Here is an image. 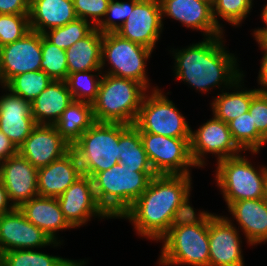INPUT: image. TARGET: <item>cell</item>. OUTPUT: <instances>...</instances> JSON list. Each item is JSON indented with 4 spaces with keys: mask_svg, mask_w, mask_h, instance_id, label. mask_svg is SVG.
Listing matches in <instances>:
<instances>
[{
    "mask_svg": "<svg viewBox=\"0 0 267 266\" xmlns=\"http://www.w3.org/2000/svg\"><path fill=\"white\" fill-rule=\"evenodd\" d=\"M191 175H156L123 213L140 237L159 241L180 218L194 211L190 203Z\"/></svg>",
    "mask_w": 267,
    "mask_h": 266,
    "instance_id": "obj_1",
    "label": "cell"
},
{
    "mask_svg": "<svg viewBox=\"0 0 267 266\" xmlns=\"http://www.w3.org/2000/svg\"><path fill=\"white\" fill-rule=\"evenodd\" d=\"M223 36L203 38V41L180 50L172 48L175 78L202 93L213 90V87L232 90L244 73L239 69L236 56L225 47Z\"/></svg>",
    "mask_w": 267,
    "mask_h": 266,
    "instance_id": "obj_2",
    "label": "cell"
},
{
    "mask_svg": "<svg viewBox=\"0 0 267 266\" xmlns=\"http://www.w3.org/2000/svg\"><path fill=\"white\" fill-rule=\"evenodd\" d=\"M160 241L159 265L209 266L208 212L194 210L180 218Z\"/></svg>",
    "mask_w": 267,
    "mask_h": 266,
    "instance_id": "obj_3",
    "label": "cell"
},
{
    "mask_svg": "<svg viewBox=\"0 0 267 266\" xmlns=\"http://www.w3.org/2000/svg\"><path fill=\"white\" fill-rule=\"evenodd\" d=\"M154 176L153 168H130L120 163L98 172L92 178L97 202L111 218L119 219Z\"/></svg>",
    "mask_w": 267,
    "mask_h": 266,
    "instance_id": "obj_4",
    "label": "cell"
},
{
    "mask_svg": "<svg viewBox=\"0 0 267 266\" xmlns=\"http://www.w3.org/2000/svg\"><path fill=\"white\" fill-rule=\"evenodd\" d=\"M147 89L131 79L103 74L92 103L96 122L134 125Z\"/></svg>",
    "mask_w": 267,
    "mask_h": 266,
    "instance_id": "obj_5",
    "label": "cell"
},
{
    "mask_svg": "<svg viewBox=\"0 0 267 266\" xmlns=\"http://www.w3.org/2000/svg\"><path fill=\"white\" fill-rule=\"evenodd\" d=\"M249 161L239 154L217 162L215 181L227 207L241 200L265 198L267 166L254 168Z\"/></svg>",
    "mask_w": 267,
    "mask_h": 266,
    "instance_id": "obj_6",
    "label": "cell"
},
{
    "mask_svg": "<svg viewBox=\"0 0 267 266\" xmlns=\"http://www.w3.org/2000/svg\"><path fill=\"white\" fill-rule=\"evenodd\" d=\"M119 123L95 122L71 146L83 175L93 178L98 172L119 163Z\"/></svg>",
    "mask_w": 267,
    "mask_h": 266,
    "instance_id": "obj_7",
    "label": "cell"
},
{
    "mask_svg": "<svg viewBox=\"0 0 267 266\" xmlns=\"http://www.w3.org/2000/svg\"><path fill=\"white\" fill-rule=\"evenodd\" d=\"M152 52L115 32L103 33L101 70L103 74L135 80L149 91L151 86L146 64ZM107 61L110 68L104 71Z\"/></svg>",
    "mask_w": 267,
    "mask_h": 266,
    "instance_id": "obj_8",
    "label": "cell"
},
{
    "mask_svg": "<svg viewBox=\"0 0 267 266\" xmlns=\"http://www.w3.org/2000/svg\"><path fill=\"white\" fill-rule=\"evenodd\" d=\"M172 100L158 86L151 87L141 103L134 126L148 132L172 138H191V127Z\"/></svg>",
    "mask_w": 267,
    "mask_h": 266,
    "instance_id": "obj_9",
    "label": "cell"
},
{
    "mask_svg": "<svg viewBox=\"0 0 267 266\" xmlns=\"http://www.w3.org/2000/svg\"><path fill=\"white\" fill-rule=\"evenodd\" d=\"M148 160L156 175H191L197 167L190 153V138H172L140 132Z\"/></svg>",
    "mask_w": 267,
    "mask_h": 266,
    "instance_id": "obj_10",
    "label": "cell"
},
{
    "mask_svg": "<svg viewBox=\"0 0 267 266\" xmlns=\"http://www.w3.org/2000/svg\"><path fill=\"white\" fill-rule=\"evenodd\" d=\"M241 152L244 151L233 140L228 124L214 115L197 130H191L190 153L198 168L206 166L208 154H214L218 162Z\"/></svg>",
    "mask_w": 267,
    "mask_h": 266,
    "instance_id": "obj_11",
    "label": "cell"
},
{
    "mask_svg": "<svg viewBox=\"0 0 267 266\" xmlns=\"http://www.w3.org/2000/svg\"><path fill=\"white\" fill-rule=\"evenodd\" d=\"M239 232L231 217L208 212L209 266H245Z\"/></svg>",
    "mask_w": 267,
    "mask_h": 266,
    "instance_id": "obj_12",
    "label": "cell"
},
{
    "mask_svg": "<svg viewBox=\"0 0 267 266\" xmlns=\"http://www.w3.org/2000/svg\"><path fill=\"white\" fill-rule=\"evenodd\" d=\"M61 243L28 221L17 207L0 216V255L10 250L58 247Z\"/></svg>",
    "mask_w": 267,
    "mask_h": 266,
    "instance_id": "obj_13",
    "label": "cell"
},
{
    "mask_svg": "<svg viewBox=\"0 0 267 266\" xmlns=\"http://www.w3.org/2000/svg\"><path fill=\"white\" fill-rule=\"evenodd\" d=\"M57 199L65 220L73 229L86 225L91 217L112 219L98 204L89 176L79 177Z\"/></svg>",
    "mask_w": 267,
    "mask_h": 266,
    "instance_id": "obj_14",
    "label": "cell"
},
{
    "mask_svg": "<svg viewBox=\"0 0 267 266\" xmlns=\"http://www.w3.org/2000/svg\"><path fill=\"white\" fill-rule=\"evenodd\" d=\"M159 0H139L129 17L115 33L124 39L153 50L163 29Z\"/></svg>",
    "mask_w": 267,
    "mask_h": 266,
    "instance_id": "obj_15",
    "label": "cell"
},
{
    "mask_svg": "<svg viewBox=\"0 0 267 266\" xmlns=\"http://www.w3.org/2000/svg\"><path fill=\"white\" fill-rule=\"evenodd\" d=\"M41 33L30 30L21 39L1 46L0 85L14 76L41 70Z\"/></svg>",
    "mask_w": 267,
    "mask_h": 266,
    "instance_id": "obj_16",
    "label": "cell"
},
{
    "mask_svg": "<svg viewBox=\"0 0 267 266\" xmlns=\"http://www.w3.org/2000/svg\"><path fill=\"white\" fill-rule=\"evenodd\" d=\"M37 177L38 168L19 153L0 162V179L14 207L39 196Z\"/></svg>",
    "mask_w": 267,
    "mask_h": 266,
    "instance_id": "obj_17",
    "label": "cell"
},
{
    "mask_svg": "<svg viewBox=\"0 0 267 266\" xmlns=\"http://www.w3.org/2000/svg\"><path fill=\"white\" fill-rule=\"evenodd\" d=\"M70 150L71 145L54 125H37L18 147V153L36 168L49 165Z\"/></svg>",
    "mask_w": 267,
    "mask_h": 266,
    "instance_id": "obj_18",
    "label": "cell"
},
{
    "mask_svg": "<svg viewBox=\"0 0 267 266\" xmlns=\"http://www.w3.org/2000/svg\"><path fill=\"white\" fill-rule=\"evenodd\" d=\"M163 18L171 17L182 26L200 30L205 38L224 35L213 17L212 6L201 0H159Z\"/></svg>",
    "mask_w": 267,
    "mask_h": 266,
    "instance_id": "obj_19",
    "label": "cell"
},
{
    "mask_svg": "<svg viewBox=\"0 0 267 266\" xmlns=\"http://www.w3.org/2000/svg\"><path fill=\"white\" fill-rule=\"evenodd\" d=\"M6 92L0 96V131L18 148L37 126L32 116L31 103L12 93L5 86ZM8 91V92H7Z\"/></svg>",
    "mask_w": 267,
    "mask_h": 266,
    "instance_id": "obj_20",
    "label": "cell"
},
{
    "mask_svg": "<svg viewBox=\"0 0 267 266\" xmlns=\"http://www.w3.org/2000/svg\"><path fill=\"white\" fill-rule=\"evenodd\" d=\"M82 175L76 153L71 149L60 159L38 168V194L57 198Z\"/></svg>",
    "mask_w": 267,
    "mask_h": 266,
    "instance_id": "obj_21",
    "label": "cell"
},
{
    "mask_svg": "<svg viewBox=\"0 0 267 266\" xmlns=\"http://www.w3.org/2000/svg\"><path fill=\"white\" fill-rule=\"evenodd\" d=\"M228 212L236 220L248 245L267 242V201L247 199L231 203Z\"/></svg>",
    "mask_w": 267,
    "mask_h": 266,
    "instance_id": "obj_22",
    "label": "cell"
},
{
    "mask_svg": "<svg viewBox=\"0 0 267 266\" xmlns=\"http://www.w3.org/2000/svg\"><path fill=\"white\" fill-rule=\"evenodd\" d=\"M19 209L28 221L43 230L53 241H60L57 235L59 231L72 229L56 197L37 196L24 202Z\"/></svg>",
    "mask_w": 267,
    "mask_h": 266,
    "instance_id": "obj_23",
    "label": "cell"
},
{
    "mask_svg": "<svg viewBox=\"0 0 267 266\" xmlns=\"http://www.w3.org/2000/svg\"><path fill=\"white\" fill-rule=\"evenodd\" d=\"M77 18L73 0H30V29L41 34Z\"/></svg>",
    "mask_w": 267,
    "mask_h": 266,
    "instance_id": "obj_24",
    "label": "cell"
},
{
    "mask_svg": "<svg viewBox=\"0 0 267 266\" xmlns=\"http://www.w3.org/2000/svg\"><path fill=\"white\" fill-rule=\"evenodd\" d=\"M72 101L73 97L68 90L66 82L53 80L31 102L32 116L37 125H55Z\"/></svg>",
    "mask_w": 267,
    "mask_h": 266,
    "instance_id": "obj_25",
    "label": "cell"
},
{
    "mask_svg": "<svg viewBox=\"0 0 267 266\" xmlns=\"http://www.w3.org/2000/svg\"><path fill=\"white\" fill-rule=\"evenodd\" d=\"M103 33L94 28L66 52L68 75L88 70H101Z\"/></svg>",
    "mask_w": 267,
    "mask_h": 266,
    "instance_id": "obj_26",
    "label": "cell"
},
{
    "mask_svg": "<svg viewBox=\"0 0 267 266\" xmlns=\"http://www.w3.org/2000/svg\"><path fill=\"white\" fill-rule=\"evenodd\" d=\"M244 76L240 77L231 87L234 92L221 91L222 93L217 94L211 103L213 115L227 124L249 111L252 98L259 92L256 88L253 90L242 88Z\"/></svg>",
    "mask_w": 267,
    "mask_h": 266,
    "instance_id": "obj_27",
    "label": "cell"
},
{
    "mask_svg": "<svg viewBox=\"0 0 267 266\" xmlns=\"http://www.w3.org/2000/svg\"><path fill=\"white\" fill-rule=\"evenodd\" d=\"M95 122L92 104L73 100L54 126L72 146Z\"/></svg>",
    "mask_w": 267,
    "mask_h": 266,
    "instance_id": "obj_28",
    "label": "cell"
},
{
    "mask_svg": "<svg viewBox=\"0 0 267 266\" xmlns=\"http://www.w3.org/2000/svg\"><path fill=\"white\" fill-rule=\"evenodd\" d=\"M119 163L130 168H152L139 130L134 125L119 123Z\"/></svg>",
    "mask_w": 267,
    "mask_h": 266,
    "instance_id": "obj_29",
    "label": "cell"
},
{
    "mask_svg": "<svg viewBox=\"0 0 267 266\" xmlns=\"http://www.w3.org/2000/svg\"><path fill=\"white\" fill-rule=\"evenodd\" d=\"M85 260H70L36 251L18 249L0 255V266H85Z\"/></svg>",
    "mask_w": 267,
    "mask_h": 266,
    "instance_id": "obj_30",
    "label": "cell"
},
{
    "mask_svg": "<svg viewBox=\"0 0 267 266\" xmlns=\"http://www.w3.org/2000/svg\"><path fill=\"white\" fill-rule=\"evenodd\" d=\"M233 140L244 151L258 154L267 141L258 133L249 111L228 123Z\"/></svg>",
    "mask_w": 267,
    "mask_h": 266,
    "instance_id": "obj_31",
    "label": "cell"
},
{
    "mask_svg": "<svg viewBox=\"0 0 267 266\" xmlns=\"http://www.w3.org/2000/svg\"><path fill=\"white\" fill-rule=\"evenodd\" d=\"M102 75V70L79 71L67 75L65 82L73 100L92 104L97 97Z\"/></svg>",
    "mask_w": 267,
    "mask_h": 266,
    "instance_id": "obj_32",
    "label": "cell"
},
{
    "mask_svg": "<svg viewBox=\"0 0 267 266\" xmlns=\"http://www.w3.org/2000/svg\"><path fill=\"white\" fill-rule=\"evenodd\" d=\"M52 81L46 72L37 70L14 76L5 87L31 103Z\"/></svg>",
    "mask_w": 267,
    "mask_h": 266,
    "instance_id": "obj_33",
    "label": "cell"
},
{
    "mask_svg": "<svg viewBox=\"0 0 267 266\" xmlns=\"http://www.w3.org/2000/svg\"><path fill=\"white\" fill-rule=\"evenodd\" d=\"M94 28L91 22L77 18L62 27L49 29L42 35L60 49L67 50L78 40L86 37Z\"/></svg>",
    "mask_w": 267,
    "mask_h": 266,
    "instance_id": "obj_34",
    "label": "cell"
},
{
    "mask_svg": "<svg viewBox=\"0 0 267 266\" xmlns=\"http://www.w3.org/2000/svg\"><path fill=\"white\" fill-rule=\"evenodd\" d=\"M41 70L55 81H65L68 75L66 52L41 34Z\"/></svg>",
    "mask_w": 267,
    "mask_h": 266,
    "instance_id": "obj_35",
    "label": "cell"
},
{
    "mask_svg": "<svg viewBox=\"0 0 267 266\" xmlns=\"http://www.w3.org/2000/svg\"><path fill=\"white\" fill-rule=\"evenodd\" d=\"M252 7L248 0H216L212 7L213 17L221 29L223 25L219 23V18L234 27H239L250 14Z\"/></svg>",
    "mask_w": 267,
    "mask_h": 266,
    "instance_id": "obj_36",
    "label": "cell"
},
{
    "mask_svg": "<svg viewBox=\"0 0 267 266\" xmlns=\"http://www.w3.org/2000/svg\"><path fill=\"white\" fill-rule=\"evenodd\" d=\"M30 30L29 14H0V46L21 39Z\"/></svg>",
    "mask_w": 267,
    "mask_h": 266,
    "instance_id": "obj_37",
    "label": "cell"
},
{
    "mask_svg": "<svg viewBox=\"0 0 267 266\" xmlns=\"http://www.w3.org/2000/svg\"><path fill=\"white\" fill-rule=\"evenodd\" d=\"M139 0L117 1L110 0L105 17L95 27L101 33L116 32L117 29L126 21L130 14V8Z\"/></svg>",
    "mask_w": 267,
    "mask_h": 266,
    "instance_id": "obj_38",
    "label": "cell"
},
{
    "mask_svg": "<svg viewBox=\"0 0 267 266\" xmlns=\"http://www.w3.org/2000/svg\"><path fill=\"white\" fill-rule=\"evenodd\" d=\"M110 0H73V6L78 18L91 21L96 27L105 17ZM91 19V20H90Z\"/></svg>",
    "mask_w": 267,
    "mask_h": 266,
    "instance_id": "obj_39",
    "label": "cell"
},
{
    "mask_svg": "<svg viewBox=\"0 0 267 266\" xmlns=\"http://www.w3.org/2000/svg\"><path fill=\"white\" fill-rule=\"evenodd\" d=\"M249 113L258 133L267 141V91H259L252 98Z\"/></svg>",
    "mask_w": 267,
    "mask_h": 266,
    "instance_id": "obj_40",
    "label": "cell"
},
{
    "mask_svg": "<svg viewBox=\"0 0 267 266\" xmlns=\"http://www.w3.org/2000/svg\"><path fill=\"white\" fill-rule=\"evenodd\" d=\"M30 0H0V14H29Z\"/></svg>",
    "mask_w": 267,
    "mask_h": 266,
    "instance_id": "obj_41",
    "label": "cell"
},
{
    "mask_svg": "<svg viewBox=\"0 0 267 266\" xmlns=\"http://www.w3.org/2000/svg\"><path fill=\"white\" fill-rule=\"evenodd\" d=\"M261 51L263 52V57L261 59V67L258 73V85L260 88H257L259 91H267V45L262 41L258 42Z\"/></svg>",
    "mask_w": 267,
    "mask_h": 266,
    "instance_id": "obj_42",
    "label": "cell"
},
{
    "mask_svg": "<svg viewBox=\"0 0 267 266\" xmlns=\"http://www.w3.org/2000/svg\"><path fill=\"white\" fill-rule=\"evenodd\" d=\"M18 153V148L0 131V162Z\"/></svg>",
    "mask_w": 267,
    "mask_h": 266,
    "instance_id": "obj_43",
    "label": "cell"
},
{
    "mask_svg": "<svg viewBox=\"0 0 267 266\" xmlns=\"http://www.w3.org/2000/svg\"><path fill=\"white\" fill-rule=\"evenodd\" d=\"M9 202L10 200L8 197V193L0 179V216L6 214L7 212H10L15 208L13 204Z\"/></svg>",
    "mask_w": 267,
    "mask_h": 266,
    "instance_id": "obj_44",
    "label": "cell"
},
{
    "mask_svg": "<svg viewBox=\"0 0 267 266\" xmlns=\"http://www.w3.org/2000/svg\"><path fill=\"white\" fill-rule=\"evenodd\" d=\"M260 15L263 20L262 22L265 23V26L262 28L258 27L253 31L252 35L254 36V40H256L257 43L262 42L267 37V3L266 5H264Z\"/></svg>",
    "mask_w": 267,
    "mask_h": 266,
    "instance_id": "obj_45",
    "label": "cell"
},
{
    "mask_svg": "<svg viewBox=\"0 0 267 266\" xmlns=\"http://www.w3.org/2000/svg\"><path fill=\"white\" fill-rule=\"evenodd\" d=\"M201 1H204V2H206L207 4H209L210 6L213 7V5H214V3H215L216 0H201Z\"/></svg>",
    "mask_w": 267,
    "mask_h": 266,
    "instance_id": "obj_46",
    "label": "cell"
},
{
    "mask_svg": "<svg viewBox=\"0 0 267 266\" xmlns=\"http://www.w3.org/2000/svg\"><path fill=\"white\" fill-rule=\"evenodd\" d=\"M265 199H266V201H267V184H266Z\"/></svg>",
    "mask_w": 267,
    "mask_h": 266,
    "instance_id": "obj_47",
    "label": "cell"
},
{
    "mask_svg": "<svg viewBox=\"0 0 267 266\" xmlns=\"http://www.w3.org/2000/svg\"><path fill=\"white\" fill-rule=\"evenodd\" d=\"M263 42L267 45V37L263 40Z\"/></svg>",
    "mask_w": 267,
    "mask_h": 266,
    "instance_id": "obj_48",
    "label": "cell"
},
{
    "mask_svg": "<svg viewBox=\"0 0 267 266\" xmlns=\"http://www.w3.org/2000/svg\"><path fill=\"white\" fill-rule=\"evenodd\" d=\"M0 66H1V46H0Z\"/></svg>",
    "mask_w": 267,
    "mask_h": 266,
    "instance_id": "obj_49",
    "label": "cell"
},
{
    "mask_svg": "<svg viewBox=\"0 0 267 266\" xmlns=\"http://www.w3.org/2000/svg\"><path fill=\"white\" fill-rule=\"evenodd\" d=\"M250 2V4L253 6V0H248Z\"/></svg>",
    "mask_w": 267,
    "mask_h": 266,
    "instance_id": "obj_50",
    "label": "cell"
}]
</instances>
